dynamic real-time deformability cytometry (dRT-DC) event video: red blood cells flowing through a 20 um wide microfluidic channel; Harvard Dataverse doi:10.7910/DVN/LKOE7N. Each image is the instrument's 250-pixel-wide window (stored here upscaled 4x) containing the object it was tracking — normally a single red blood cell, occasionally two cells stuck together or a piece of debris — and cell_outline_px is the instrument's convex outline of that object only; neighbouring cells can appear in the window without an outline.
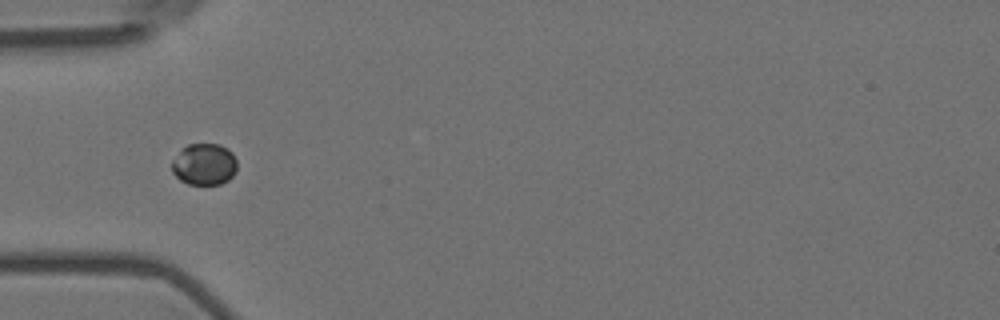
{"species": "Egyptian fruit bat (a non-hibernating species)", "species_latin": "Rousettus aegyptiacus", "temperature_condition": "room temperature", "stored_images_in_passage": 3, "camera_frame_rate_fps": 3000, "um_per_image_px": 0.085, "animal": {"sex": "female"}, "frame": {"image": 1, "passage_image": 1, "time_ms": 0.0, "image_size_px": [1000, 320], "cell_outline_px": [[236, 172], [228, 180], [220, 184], [188, 184], [180, 180], [172, 172], [172, 160], [188, 144], [220, 144], [228, 148], [232, 152], [236, 160]], "centroid_in_image_um": [17.38, 13.96], "position_along_channel_um": 67.6, "area_um2": 15.78}}